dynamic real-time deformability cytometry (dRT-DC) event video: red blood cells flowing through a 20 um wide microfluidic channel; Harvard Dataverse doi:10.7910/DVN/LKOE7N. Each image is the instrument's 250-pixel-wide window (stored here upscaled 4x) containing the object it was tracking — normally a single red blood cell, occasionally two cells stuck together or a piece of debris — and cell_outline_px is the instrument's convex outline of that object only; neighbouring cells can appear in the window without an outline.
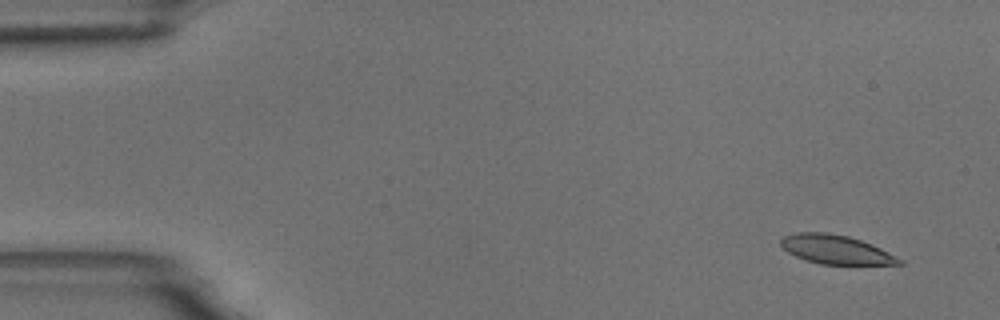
{"species": "common noctule bat (a hibernating species)", "species_latin": "Nyctalus noctula", "temperature_condition": "room temperature", "stored_images_in_passage": 4, "camera_frame_rate_fps": 3000, "um_per_image_px": 0.085, "animal": {"sex": "male", "body_mass_g": 18.8}, "frame": {"image": 1, "passage_image": 1, "time_ms": 0.0, "image_size_px": [1000, 320], "cell_outline_px": [[904, 264], [820, 264], [804, 260], [788, 252], [780, 244], [780, 240], [784, 236], [796, 232], [824, 232], [848, 236], [872, 244], [904, 260]], "centroid_in_image_um": [71.04, 21.21], "position_along_channel_um": 14.0, "area_um2": 19.88}}